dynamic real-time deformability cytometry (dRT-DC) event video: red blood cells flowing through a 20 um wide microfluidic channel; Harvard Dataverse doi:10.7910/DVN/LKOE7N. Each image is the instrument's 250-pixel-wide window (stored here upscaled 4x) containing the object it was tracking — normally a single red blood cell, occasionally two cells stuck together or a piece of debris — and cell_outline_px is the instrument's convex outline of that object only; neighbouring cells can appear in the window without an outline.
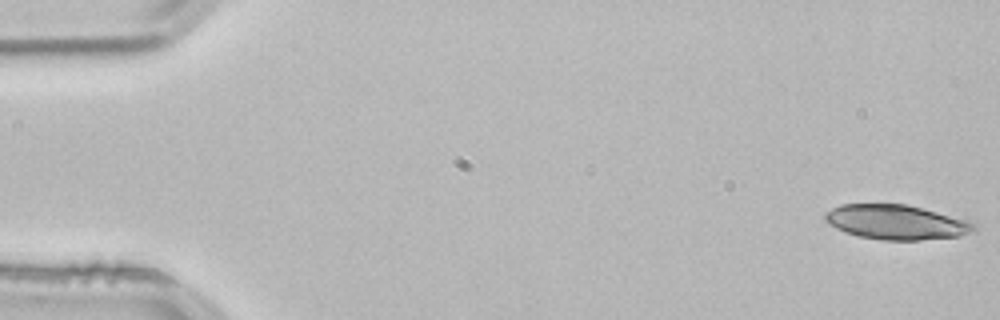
{"species": "common noctule bat (a hibernating species)", "species_latin": "Nyctalus noctula", "temperature_condition": "room temperature", "stored_images_in_passage": 15, "camera_frame_rate_fps": 3000, "um_per_image_px": 0.085, "animal": {"sex": "male", "body_mass_g": 21.5, "forearm_length_mm": 52.0}, "frame": {"image": 1, "passage_image": 1, "time_ms": 0.0, "image_size_px": [1000, 320], "cell_outline_px": [[976, 232], [960, 236], [920, 240], [884, 240], [860, 236], [844, 232], [836, 228], [824, 220], [824, 212], [840, 204], [908, 204], [964, 220], [976, 224]], "centroid_in_image_um": [76.16, 18.88], "position_along_channel_um": 8.8, "area_um2": 30.0}}
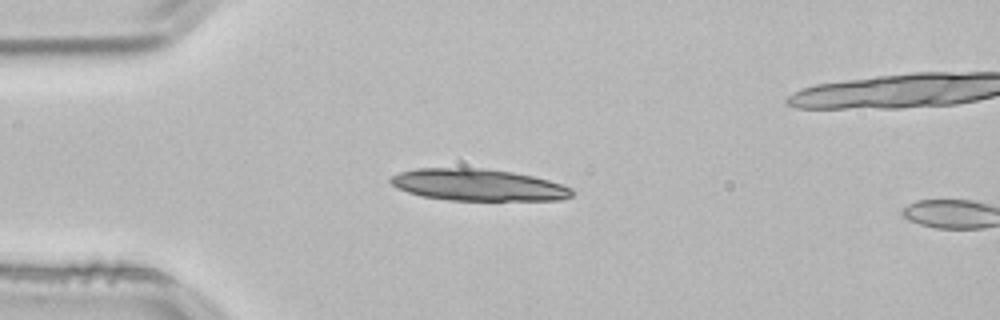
{"frame": {"image": 2, "passage_image": 13, "time_ms": 4.0, "image_size_px": [1000, 320], "cell_outline_px": [[576, 192], [572, 196], [560, 200], [448, 200], [420, 196], [408, 192], [392, 184], [388, 180], [392, 176], [400, 172], [416, 168], [484, 168], [512, 172], [532, 176], [548, 180], [572, 188]], "centroid_in_image_um": [40.65, 15.72], "position_along_channel_um": 44.3, "area_um2": 33.58}}